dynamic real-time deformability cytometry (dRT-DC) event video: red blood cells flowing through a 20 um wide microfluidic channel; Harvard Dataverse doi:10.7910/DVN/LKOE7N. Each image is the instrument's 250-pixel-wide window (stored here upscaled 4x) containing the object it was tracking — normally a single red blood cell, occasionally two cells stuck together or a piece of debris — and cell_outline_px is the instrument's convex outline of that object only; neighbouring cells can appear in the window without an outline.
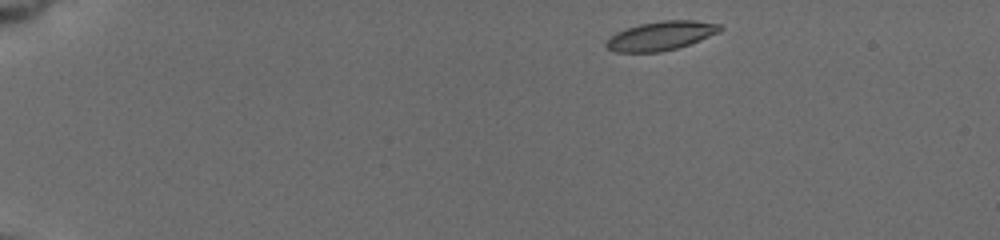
{"species": "common noctule bat (a hibernating species)", "species_latin": "Nyctalus noctula", "temperature_condition": "cold", "stored_images_in_passage": 11, "camera_frame_rate_fps": 3000, "um_per_image_px": 0.085, "animal": {"sex": "female", "body_mass_g": 19.5, "forearm_length_mm": 54.1}, "frame": {"image": 1, "passage_image": 1, "time_ms": 0.0, "image_size_px": [1000, 240], "cell_outline_px": [[724, 28], [720, 32], [700, 40], [676, 48], [660, 52], [616, 52], [608, 48], [604, 44], [616, 32], [624, 28], [640, 24], [664, 20], [696, 20], [720, 24]], "centroid_in_image_um": [56.2, 3.03], "position_along_channel_um": 28.8, "area_um2": 19.19}}
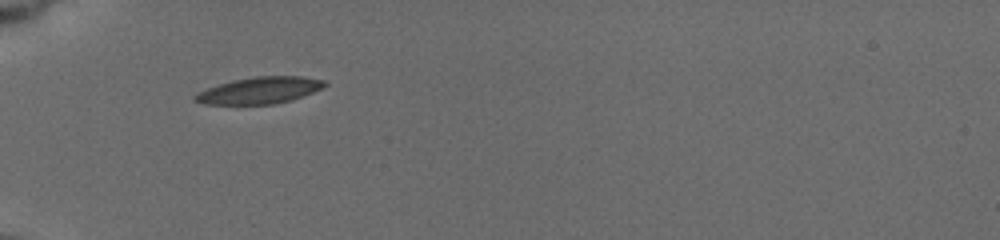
{"frame": {"image": 2, "passage_image": 7, "time_ms": 3.333, "image_size_px": [1000, 240], "cell_outline_px": [[328, 84], [324, 88], [292, 100], [272, 104], [204, 104], [192, 100], [192, 96], [196, 92], [232, 80], [256, 76], [300, 76], [324, 80]], "centroid_in_image_um": [22.06, 7.68], "position_along_channel_um": 62.9, "area_um2": 20.23}}
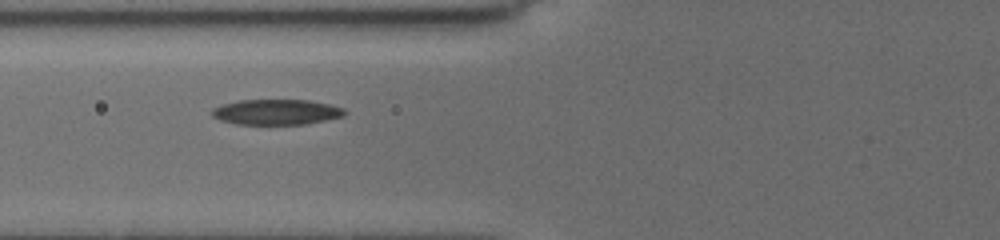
{"frame": {"image": 3, "passage_image": 10, "time_ms": 4.667, "image_size_px": [1000, 240], "cell_outline_px": [[348, 112], [344, 116], [304, 124], [236, 124], [220, 120], [212, 116], [212, 108], [220, 104], [236, 100], [308, 100], [328, 104], [344, 108]], "centroid_in_image_um": [23.46, 9.51], "position_along_channel_um": 102.3, "area_um2": 19.71}}